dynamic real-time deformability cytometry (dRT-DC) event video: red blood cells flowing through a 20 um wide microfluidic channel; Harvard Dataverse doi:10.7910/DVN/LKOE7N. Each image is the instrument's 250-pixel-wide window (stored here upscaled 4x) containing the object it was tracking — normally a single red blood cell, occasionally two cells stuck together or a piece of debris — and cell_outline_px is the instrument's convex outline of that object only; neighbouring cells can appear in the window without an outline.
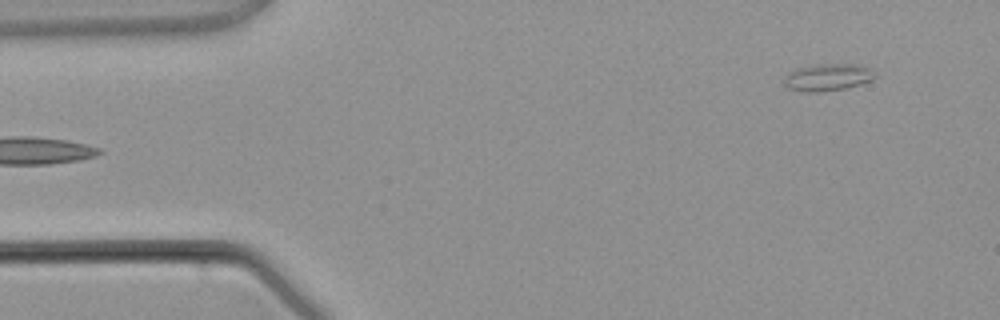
{"species": "common noctule bat (a hibernating species)", "species_latin": "Nyctalus noctula", "temperature_condition": "warm", "stored_images_in_passage": 4, "camera_frame_rate_fps": 3000, "um_per_image_px": 0.085, "animal": {"sex": "male", "body_mass_g": 21.5, "forearm_length_mm": 52.0}, "frame": {"image": 1, "passage_image": 4, "time_ms": 3.667, "image_size_px": [1000, 320], "cell_outline_px": [[876, 76], [872, 80], [860, 84], [844, 88], [820, 92], [804, 92], [788, 88], [784, 84], [784, 76], [788, 72], [796, 68], [812, 64], [852, 64], [872, 68]], "centroid_in_image_um": [70.32, 6.56], "position_along_channel_um": 14.7, "area_um2": 14.51}}